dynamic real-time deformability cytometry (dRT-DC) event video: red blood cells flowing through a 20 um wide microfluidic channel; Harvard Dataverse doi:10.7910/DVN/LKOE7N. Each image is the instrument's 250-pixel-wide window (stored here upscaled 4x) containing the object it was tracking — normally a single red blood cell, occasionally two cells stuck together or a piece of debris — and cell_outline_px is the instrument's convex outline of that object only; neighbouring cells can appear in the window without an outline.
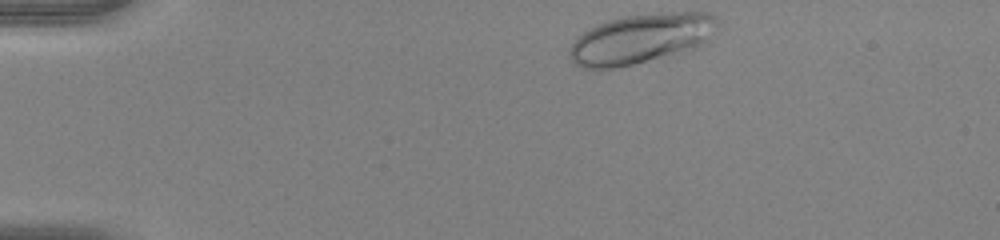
{"species": "human", "species_latin": "Homo sapiens", "temperature_condition": "warm", "stored_images_in_passage": 38, "camera_frame_rate_fps": 3000, "um_per_image_px": 0.085, "donor": {"sex": "female"}, "frame": {"image": 1, "passage_image": 1, "time_ms": 0.0, "image_size_px": [1000, 240], "cell_outline_px": [[716, 24], [708, 44], [692, 52], [612, 68], [584, 68], [576, 64], [572, 60], [568, 52], [568, 48], [584, 32], [608, 20], [628, 16], [664, 12], [712, 12], [716, 20]], "centroid_in_image_um": [54.59, 3.3], "position_along_channel_um": 30.4, "area_um2": 43.18}}
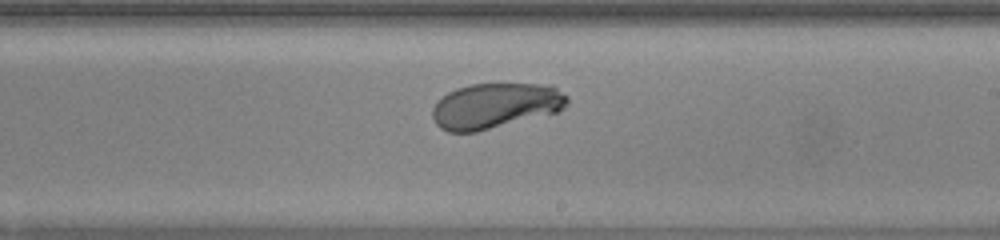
{"frame": {"image": 2, "passage_image": 23, "time_ms": 7.333, "image_size_px": [1000, 240], "cell_outline_px": [[568, 104], [564, 108], [556, 112], [476, 132], [448, 132], [440, 128], [436, 124], [432, 116], [432, 108], [448, 92], [456, 88], [472, 84], [552, 84], [568, 96]], "centroid_in_image_um": [42.12, 8.98], "position_along_channel_um": 246.9, "area_um2": 35.6}}
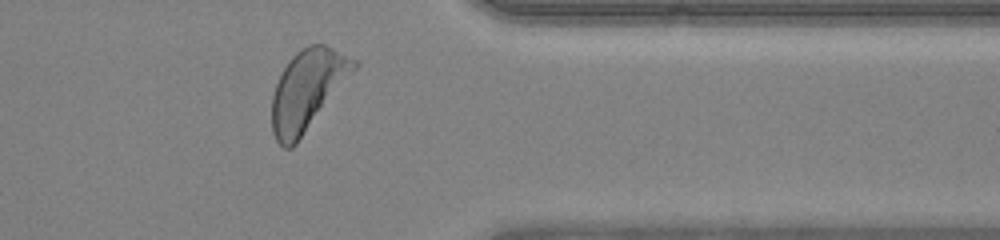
{"frame": {"image": 3, "passage_image": 34, "time_ms": 11.0, "image_size_px": [1000, 240], "cell_outline_px": [[360, 64], [296, 144], [292, 148], [284, 148], [276, 140], [272, 132], [272, 96], [276, 84], [288, 60], [296, 52], [308, 44], [324, 44], [360, 60]], "centroid_in_image_um": [26.15, 7.62], "position_along_channel_um": 385.3, "area_um2": 38.26}, "authors_computed_cell_mechanics": {"area_um2": 39.1306, "velocity_mm_per_s": 3.9962, "shape_relaxation_time_tau1_ms": 1.7905, "shape_relaxation_time_tau2_ms": null, "deformation_change_tau1": 0.1587, "deformation_change_tau2": null}}